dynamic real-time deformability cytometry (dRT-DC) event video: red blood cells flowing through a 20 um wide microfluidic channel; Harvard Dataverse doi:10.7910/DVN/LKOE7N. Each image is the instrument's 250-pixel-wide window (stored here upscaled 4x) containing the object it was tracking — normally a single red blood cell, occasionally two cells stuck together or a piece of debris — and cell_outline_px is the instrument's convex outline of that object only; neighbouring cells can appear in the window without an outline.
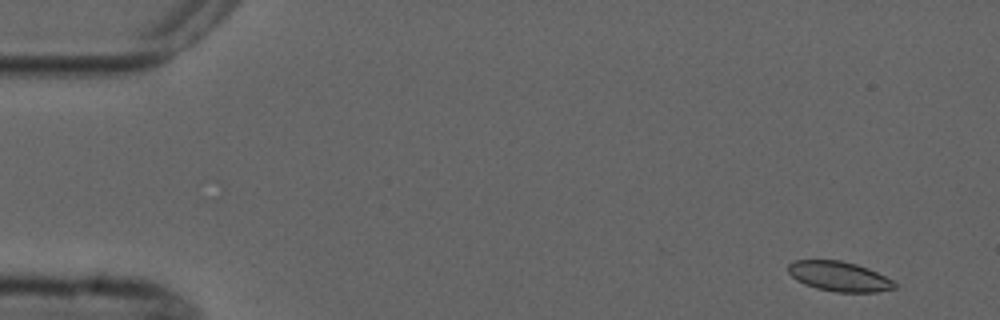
{"species": "common noctule bat (a hibernating species)", "species_latin": "Nyctalus noctula", "temperature_condition": "cold", "stored_images_in_passage": 8, "camera_frame_rate_fps": 3000, "um_per_image_px": 0.085, "animal": {"sex": "male", "forearm_length_mm": 52.5}, "frame": {"image": 1, "passage_image": 1, "time_ms": 0.0, "image_size_px": [1000, 320], "cell_outline_px": [[896, 288], [876, 292], [836, 292], [816, 288], [804, 284], [796, 280], [788, 272], [788, 264], [796, 260], [840, 260], [856, 264], [868, 268], [892, 280], [896, 284]], "centroid_in_image_um": [71.31, 23.49], "position_along_channel_um": 13.7, "area_um2": 18.44}}
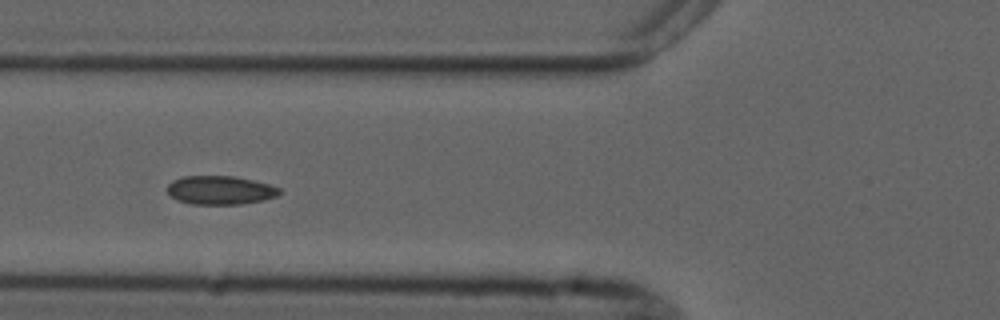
{"frame": {"image": 2, "passage_image": 6, "time_ms": 5.667, "image_size_px": [1000, 320], "cell_outline_px": [[280, 192], [276, 196], [264, 200], [244, 204], [192, 204], [176, 200], [168, 192], [168, 184], [172, 180], [184, 176], [232, 176], [252, 180], [268, 184], [280, 188]], "centroid_in_image_um": [18.71, 16.17], "position_along_channel_um": 107.1, "area_um2": 18.67}}
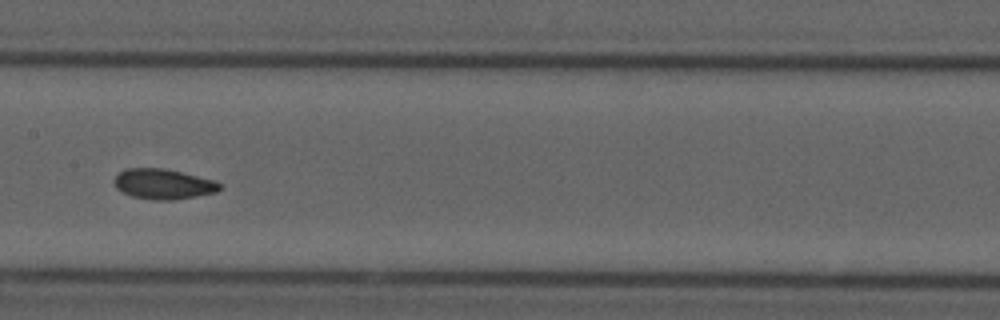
{"frame": {"image": 3, "passage_image": 8, "time_ms": 8.0, "image_size_px": [1000, 320], "cell_outline_px": [[224, 188], [216, 192], [196, 196], [172, 200], [152, 200], [132, 196], [116, 188], [112, 180], [124, 168], [164, 168], [216, 180]], "centroid_in_image_um": [13.89, 15.64], "position_along_channel_um": 193.5, "area_um2": 18.73}}